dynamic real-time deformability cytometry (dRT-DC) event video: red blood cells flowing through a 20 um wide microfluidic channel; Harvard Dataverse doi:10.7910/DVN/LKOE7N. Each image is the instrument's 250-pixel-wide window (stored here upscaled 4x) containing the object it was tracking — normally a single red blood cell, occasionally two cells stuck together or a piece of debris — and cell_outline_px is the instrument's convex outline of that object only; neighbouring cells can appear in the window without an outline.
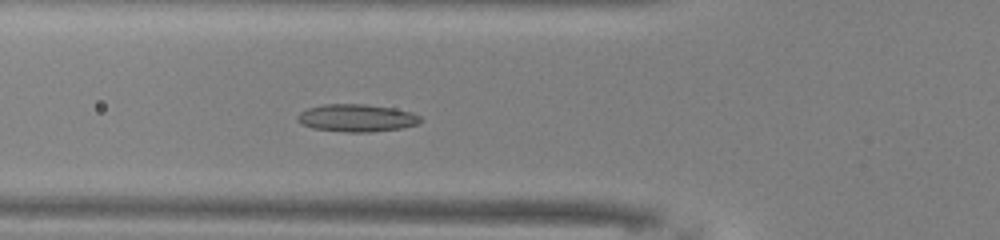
{"species": "common noctule bat (a hibernating species)", "species_latin": "Nyctalus noctula", "temperature_condition": "warm", "stored_images_in_passage": 39, "camera_frame_rate_fps": 3000, "um_per_image_px": 0.085, "animal": {"sex": "male", "body_mass_g": 13.0, "forearm_length_mm": 53.1}, "frame": {"image": 1, "passage_image": 7, "time_ms": 2.0, "image_size_px": [1000, 240], "cell_outline_px": [[420, 120], [416, 124], [400, 128], [372, 132], [348, 132], [312, 128], [296, 120], [296, 116], [300, 112], [308, 108], [324, 104], [364, 104], [396, 108], [412, 112], [420, 116]], "centroid_in_image_um": [30.3, 10.02], "position_along_channel_um": 95.5, "area_um2": 19.65}}
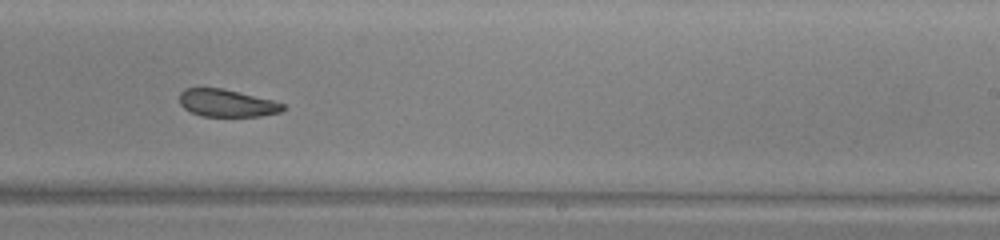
{"frame": {"image": 2, "passage_image": 20, "time_ms": 6.333, "image_size_px": [1000, 240], "cell_outline_px": [[288, 108], [280, 112], [260, 116], [200, 116], [184, 108], [180, 104], [180, 92], [184, 88], [224, 88], [272, 100], [284, 104]], "centroid_in_image_um": [19.29, 8.76], "position_along_channel_um": 269.7, "area_um2": 16.59}}
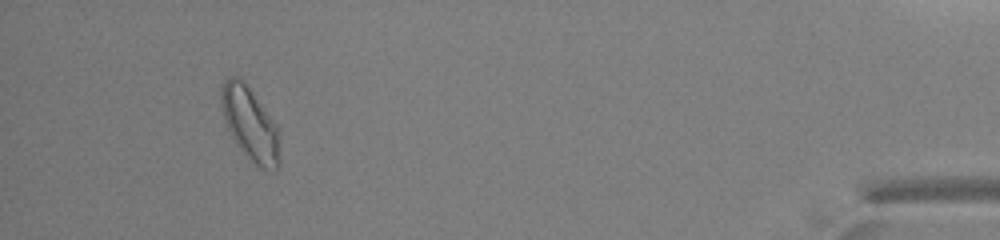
{"frame": {"image": 3, "passage_image": 36, "time_ms": 11.667, "image_size_px": [1000, 240], "cell_outline_px": [[280, 168], [272, 172], [248, 160], [236, 144], [224, 120], [220, 104], [220, 88], [224, 80], [228, 76], [240, 76], [248, 84], [276, 124], [280, 160]], "centroid_in_image_um": [21.23, 10.5], "position_along_channel_um": 414.0, "area_um2": 25.43}, "authors_computed_cell_mechanics": {"area_um2": 18.9006, "velocity_mm_per_s": 4.0217, "shape_relaxation_time_tau1_ms": 3.7049, "shape_relaxation_time_tau2_ms": 2.3224, "deformation_change_tau1": 0.1135, "deformation_change_tau2": 0.0924}}